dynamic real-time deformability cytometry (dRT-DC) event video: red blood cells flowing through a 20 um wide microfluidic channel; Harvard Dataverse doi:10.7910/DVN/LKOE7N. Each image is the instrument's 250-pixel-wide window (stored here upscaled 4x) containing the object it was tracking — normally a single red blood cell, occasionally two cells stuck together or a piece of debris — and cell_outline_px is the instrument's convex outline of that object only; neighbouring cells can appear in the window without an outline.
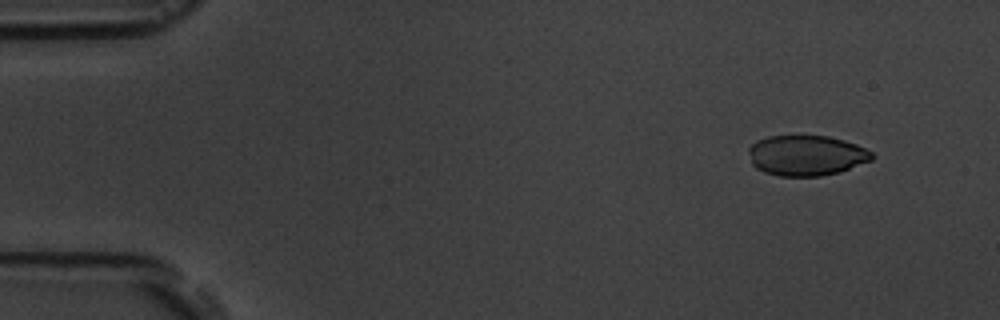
{"species": "common noctule bat (a hibernating species)", "species_latin": "Nyctalus noctula", "temperature_condition": "room temperature", "stored_images_in_passage": 5, "camera_frame_rate_fps": 3000, "um_per_image_px": 0.085, "animal": {"sex": "male", "body_mass_g": 19.5, "forearm_length_mm": 54.6}, "frame": {"image": 1, "passage_image": 2, "time_ms": 1.0, "image_size_px": [1000, 320], "cell_outline_px": [[876, 156], [872, 160], [840, 172], [820, 176], [780, 176], [764, 172], [756, 168], [752, 164], [748, 152], [748, 148], [756, 140], [768, 136], [828, 136], [844, 140], [856, 144], [872, 152]], "centroid_in_image_um": [68.54, 13.21], "position_along_channel_um": 16.5, "area_um2": 29.19}}